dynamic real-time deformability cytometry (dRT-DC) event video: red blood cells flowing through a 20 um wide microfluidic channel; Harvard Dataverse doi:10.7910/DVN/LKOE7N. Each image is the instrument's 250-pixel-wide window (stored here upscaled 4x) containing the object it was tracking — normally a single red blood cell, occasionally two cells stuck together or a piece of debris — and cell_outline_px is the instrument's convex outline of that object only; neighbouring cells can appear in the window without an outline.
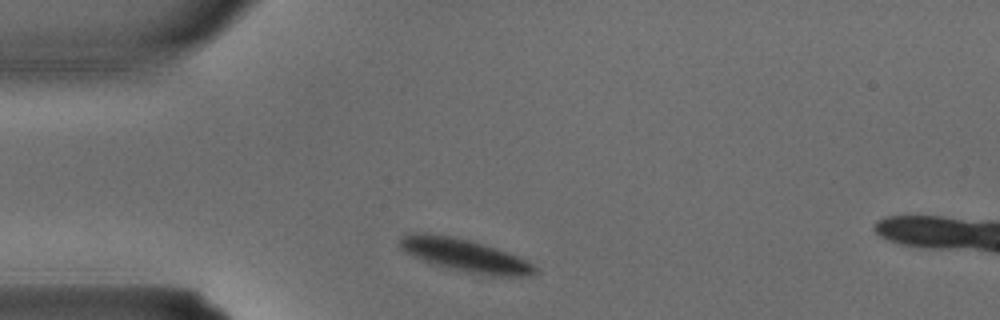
{"species": "common noctule bat (a hibernating species)", "species_latin": "Nyctalus noctula", "temperature_condition": "warm", "stored_images_in_passage": 1, "camera_frame_rate_fps": 3000, "um_per_image_px": 0.085, "animal": {"sex": "male", "body_mass_g": 15.6}, "frame": {"image": 1, "passage_image": 1, "time_ms": 0.0, "image_size_px": [1000, 320], "cell_outline_px": [[540, 272], [524, 276], [496, 276], [464, 272], [448, 268], [412, 256], [400, 248], [400, 240], [404, 236], [412, 232], [416, 232], [452, 236], [484, 244], [508, 252], [532, 264]], "centroid_in_image_um": [39.53, 21.7], "position_along_channel_um": 45.5, "area_um2": 25.37}}